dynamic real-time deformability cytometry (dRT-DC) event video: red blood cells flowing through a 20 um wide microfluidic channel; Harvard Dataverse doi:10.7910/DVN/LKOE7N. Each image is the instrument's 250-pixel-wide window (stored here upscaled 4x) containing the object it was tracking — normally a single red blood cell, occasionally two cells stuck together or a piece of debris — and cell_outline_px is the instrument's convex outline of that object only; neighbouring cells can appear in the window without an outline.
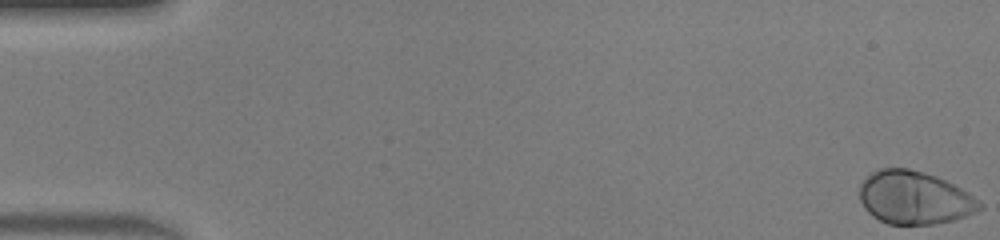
{"species": "human", "species_latin": "Homo sapiens", "temperature_condition": "warm", "stored_images_in_passage": 47, "camera_frame_rate_fps": 3000, "um_per_image_px": 0.085, "donor": {"sex": "male"}, "frame": {"image": 1, "passage_image": 1, "time_ms": 0.0, "image_size_px": [1000, 240], "cell_outline_px": [[984, 208], [956, 220], [932, 224], [888, 224], [872, 216], [864, 208], [860, 200], [860, 184], [872, 172], [880, 168], [908, 168], [924, 172], [936, 176], [968, 192], [984, 204]], "centroid_in_image_um": [77.74, 16.81], "position_along_channel_um": 7.3, "area_um2": 37.17}}
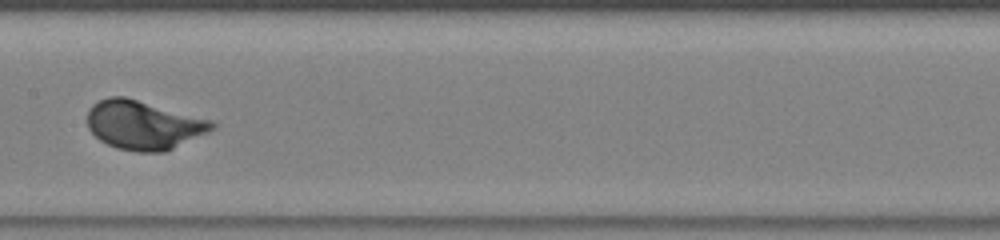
{"frame": {"image": 2, "passage_image": 25, "time_ms": 8.0, "image_size_px": [1000, 240], "cell_outline_px": [[216, 128], [208, 132], [164, 152], [136, 152], [116, 148], [100, 140], [88, 128], [88, 108], [92, 104], [108, 96], [124, 96], [212, 120], [216, 124]], "centroid_in_image_um": [12.19, 10.62], "position_along_channel_um": 195.2, "area_um2": 35.43}}
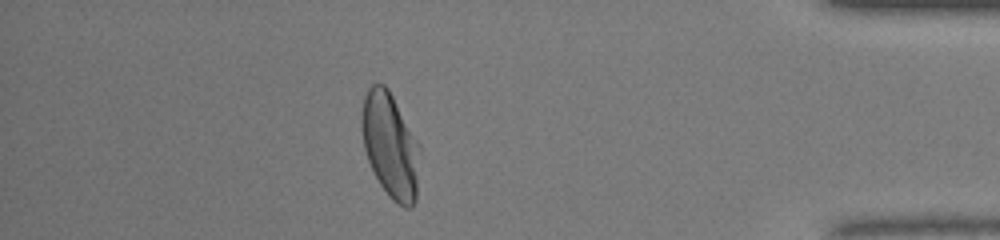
{"frame": {"image": 3, "passage_image": 42, "time_ms": 13.667, "image_size_px": [1000, 240], "cell_outline_px": [[420, 148], [416, 200], [412, 208], [404, 208], [396, 204], [388, 196], [380, 184], [368, 160], [364, 148], [360, 128], [360, 116], [364, 96], [368, 88], [372, 84], [384, 84], [388, 88], [420, 144]], "centroid_in_image_um": [33.17, 12.37], "position_along_channel_um": 402.0, "area_um2": 35.95}, "authors_computed_cell_mechanics": {"area_um2": 34.969, "velocity_mm_per_s": 4.3646, "shape_relaxation_time_tau1_ms": 1.5061, "shape_relaxation_time_tau2_ms": null, "deformation_change_tau1": 0.1492, "deformation_change_tau2": null}}